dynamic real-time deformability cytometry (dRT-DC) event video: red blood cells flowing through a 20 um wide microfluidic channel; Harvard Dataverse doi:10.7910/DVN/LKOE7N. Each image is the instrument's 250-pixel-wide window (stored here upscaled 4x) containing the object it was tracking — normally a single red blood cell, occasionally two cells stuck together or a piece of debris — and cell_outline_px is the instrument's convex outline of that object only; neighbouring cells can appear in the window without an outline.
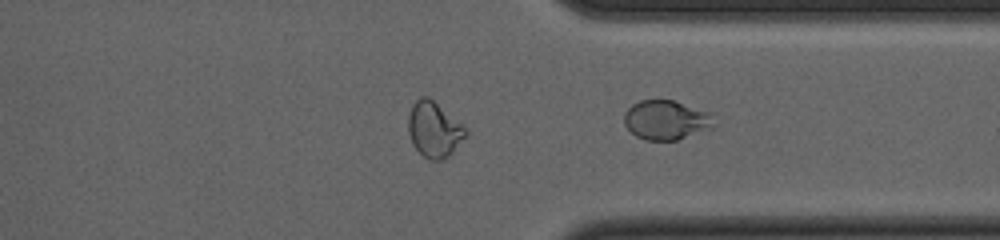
{"species": "common noctule bat (a hibernating species)", "species_latin": "Nyctalus noctula", "temperature_condition": "cold", "stored_images_in_passage": 40, "camera_frame_rate_fps": 3000, "um_per_image_px": 0.085, "animal": {"sex": "female", "body_mass_g": 23.0, "forearm_length_mm": 53.4}, "frame": {"image": 1, "passage_image": 40, "time_ms": 13.0, "image_size_px": [1000, 240], "cell_outline_px": [[716, 124], [712, 128], [676, 140], [644, 140], [636, 136], [624, 124], [624, 112], [632, 104], [640, 100], [672, 100], [708, 112]], "centroid_in_image_um": [56.59, 10.2], "position_along_channel_um": 354.8, "area_um2": 20.46}}